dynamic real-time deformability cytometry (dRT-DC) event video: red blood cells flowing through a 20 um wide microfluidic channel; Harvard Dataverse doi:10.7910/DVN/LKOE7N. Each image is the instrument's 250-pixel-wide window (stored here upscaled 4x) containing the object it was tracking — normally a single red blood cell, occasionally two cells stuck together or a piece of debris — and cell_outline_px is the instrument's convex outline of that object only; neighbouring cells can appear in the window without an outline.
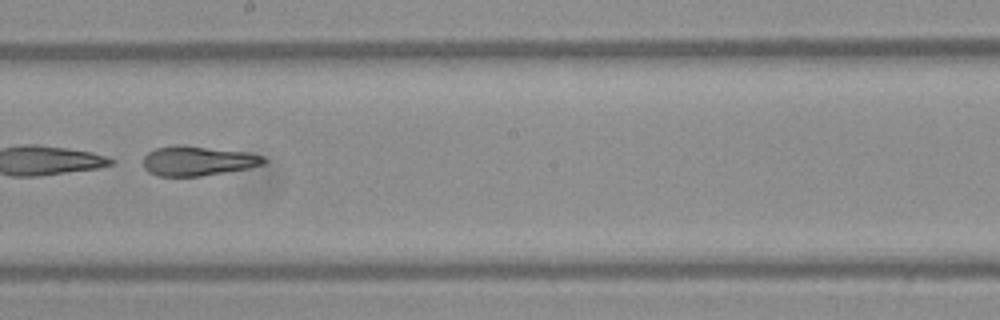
{"species": "Egyptian fruit bat (a non-hibernating species)", "species_latin": "Rousettus aegyptiacus", "temperature_condition": "warm", "stored_images_in_passage": 52, "camera_frame_rate_fps": 3000, "um_per_image_px": 0.085, "frame": {"image": 1, "passage_image": 30, "time_ms": 9.667, "image_size_px": [1000, 320], "cell_outline_px": [[268, 160], [264, 164], [248, 168], [200, 176], [156, 176], [148, 172], [144, 168], [144, 156], [148, 152], [156, 148], [176, 144], [244, 152], [264, 156]], "centroid_in_image_um": [16.78, 13.68], "position_along_channel_um": 231.4, "area_um2": 20.69}}